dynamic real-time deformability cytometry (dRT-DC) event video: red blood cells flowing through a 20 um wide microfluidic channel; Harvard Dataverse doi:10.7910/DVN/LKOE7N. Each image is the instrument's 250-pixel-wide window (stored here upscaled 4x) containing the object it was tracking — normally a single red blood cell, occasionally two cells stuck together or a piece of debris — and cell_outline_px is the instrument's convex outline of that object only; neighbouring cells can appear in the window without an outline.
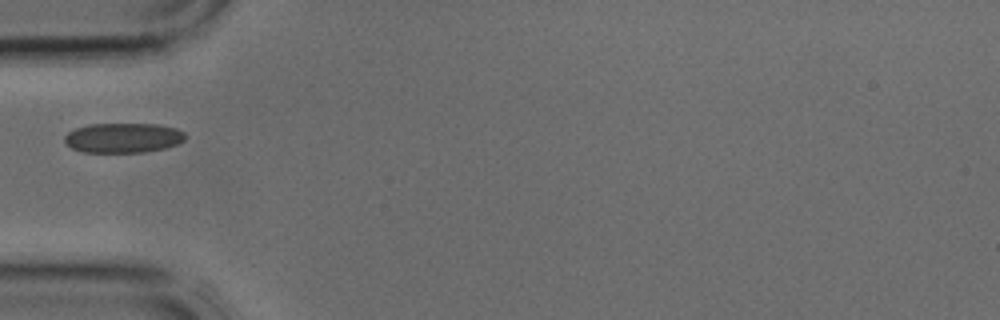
{"species": "common noctule bat (a hibernating species)", "species_latin": "Nyctalus noctula", "temperature_condition": "cold", "stored_images_in_passage": 1, "camera_frame_rate_fps": 3000, "um_per_image_px": 0.085, "animal": {"sex": "male", "body_mass_g": 17.9, "forearm_length_mm": 54.2}, "frame": {"image": 1, "passage_image": 1, "time_ms": 0.0, "image_size_px": [1000, 320], "cell_outline_px": [[184, 140], [176, 144], [164, 148], [144, 152], [84, 152], [72, 148], [64, 144], [64, 136], [68, 132], [76, 128], [88, 124], [156, 124], [176, 128], [184, 132]], "centroid_in_image_um": [10.42, 11.71], "position_along_channel_um": 74.6, "area_um2": 20.92}}